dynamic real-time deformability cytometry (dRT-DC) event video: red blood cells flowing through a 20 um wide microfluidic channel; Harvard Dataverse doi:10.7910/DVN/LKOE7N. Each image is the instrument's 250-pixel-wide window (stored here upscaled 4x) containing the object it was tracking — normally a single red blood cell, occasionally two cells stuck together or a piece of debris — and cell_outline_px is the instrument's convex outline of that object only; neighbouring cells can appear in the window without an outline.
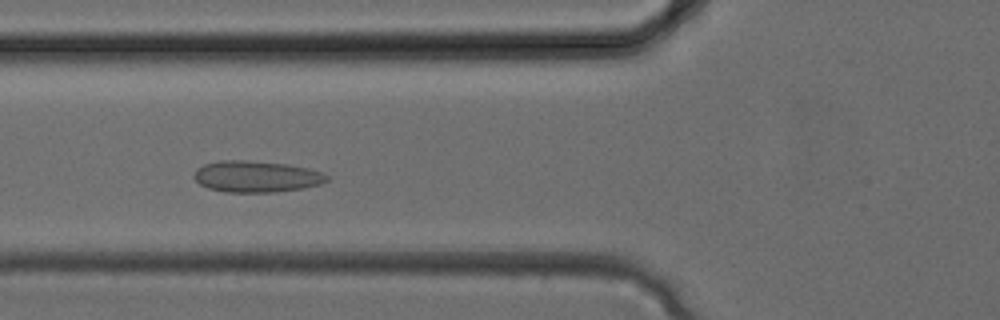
{"species": "common noctule bat (a hibernating species)", "species_latin": "Nyctalus noctula", "temperature_condition": "cold", "stored_images_in_passage": 32, "camera_frame_rate_fps": 3000, "um_per_image_px": 0.085, "animal": {"sex": "female", "body_mass_g": 24.6, "forearm_length_mm": 56.2}, "frame": {"image": 1, "passage_image": 11, "time_ms": 3.333, "image_size_px": [1000, 320], "cell_outline_px": [[328, 180], [320, 184], [304, 188], [276, 192], [224, 192], [208, 188], [200, 184], [192, 176], [196, 168], [204, 164], [220, 160], [244, 160], [288, 164], [308, 168], [320, 172], [328, 176]], "centroid_in_image_um": [21.76, 15.0], "position_along_channel_um": 104.0, "area_um2": 24.39}}
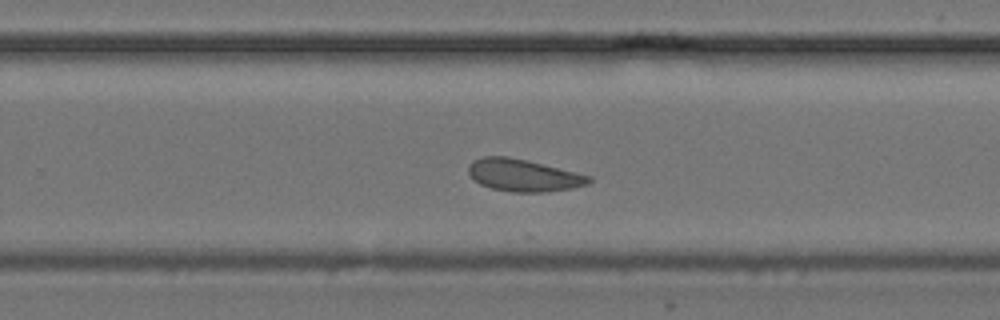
{"frame": {"image": 2, "passage_image": 20, "time_ms": 6.333, "image_size_px": [1000, 320], "cell_outline_px": [[592, 180], [588, 184], [572, 188], [548, 192], [512, 192], [492, 188], [480, 184], [468, 172], [468, 164], [472, 160], [484, 156], [508, 156], [592, 176]], "centroid_in_image_um": [44.48, 14.9], "position_along_channel_um": 285.3, "area_um2": 22.48}}
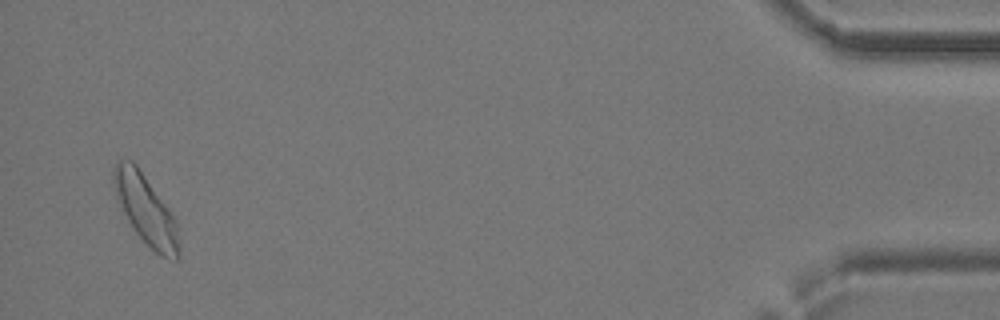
{"frame": {"image": 3, "passage_image": 31, "time_ms": 10.0, "image_size_px": [1000, 320], "cell_outline_px": [[180, 256], [176, 260], [164, 256], [156, 252], [136, 232], [128, 220], [116, 196], [112, 176], [112, 168], [116, 160], [132, 160], [136, 164], [168, 208], [176, 220], [180, 248]], "centroid_in_image_um": [12.38, 17.79], "position_along_channel_um": 422.8, "area_um2": 25.89}}